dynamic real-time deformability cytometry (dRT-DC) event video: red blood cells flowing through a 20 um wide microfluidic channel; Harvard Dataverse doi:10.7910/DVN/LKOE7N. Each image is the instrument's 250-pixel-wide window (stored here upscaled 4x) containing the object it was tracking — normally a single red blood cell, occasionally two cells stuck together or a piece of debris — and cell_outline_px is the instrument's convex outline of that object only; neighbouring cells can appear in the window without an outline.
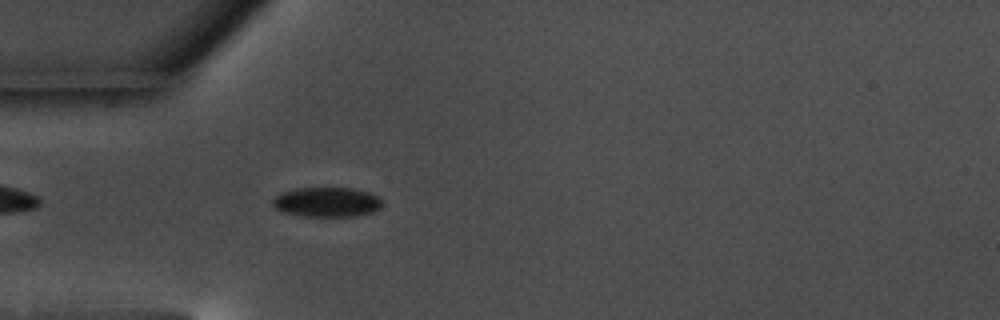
{"species": "common noctule bat (a hibernating species)", "species_latin": "Nyctalus noctula", "temperature_condition": "warm", "stored_images_in_passage": 46, "camera_frame_rate_fps": 3000, "um_per_image_px": 0.085, "animal": {"sex": "male", "body_mass_g": 17.5, "forearm_length_mm": 52.3}, "frame": {"image": 1, "passage_image": 5, "time_ms": 1.333, "image_size_px": [1000, 320], "cell_outline_px": [[380, 208], [372, 212], [352, 216], [300, 216], [280, 212], [272, 204], [272, 200], [276, 196], [284, 192], [296, 188], [352, 188], [368, 192], [376, 196], [380, 200]], "centroid_in_image_um": [27.73, 17.18], "position_along_channel_um": 57.3, "area_um2": 18.79}}
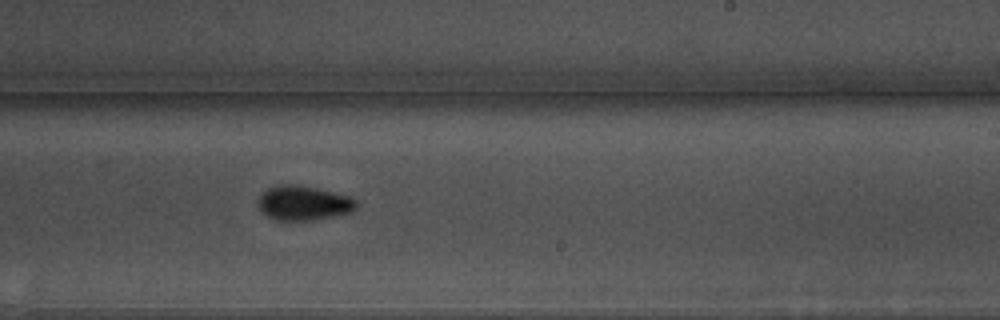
{"frame": {"image": 2, "passage_image": 23, "time_ms": 7.333, "image_size_px": [1000, 320], "cell_outline_px": [[356, 208], [352, 212], [312, 220], [276, 220], [260, 212], [260, 196], [268, 188], [280, 184], [296, 184], [316, 188], [352, 196], [356, 200]], "centroid_in_image_um": [25.83, 17.25], "position_along_channel_um": 263.2, "area_um2": 19.65}}
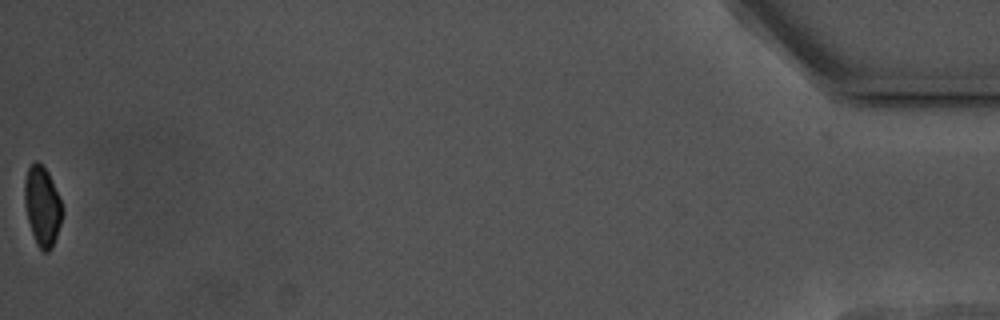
{"frame": {"image": 3, "passage_image": 46, "time_ms": 15.0, "image_size_px": [1000, 320], "cell_outline_px": [[64, 212], [52, 248], [48, 252], [44, 252], [36, 244], [28, 220], [24, 204], [24, 180], [28, 168], [36, 160], [48, 172], [52, 180], [60, 200]], "centroid_in_image_um": [3.59, 17.53], "position_along_channel_um": 431.6, "area_um2": 17.4}, "authors_computed_cell_mechanics": {"area_um2": 19.1607, "velocity_mm_per_s": 3.5121, "shape_relaxation_time_tau1_ms": 3.0304, "shape_relaxation_time_tau2_ms": 5.3725, "deformation_change_tau1": 0.0821, "deformation_change_tau2": 0.0798}}